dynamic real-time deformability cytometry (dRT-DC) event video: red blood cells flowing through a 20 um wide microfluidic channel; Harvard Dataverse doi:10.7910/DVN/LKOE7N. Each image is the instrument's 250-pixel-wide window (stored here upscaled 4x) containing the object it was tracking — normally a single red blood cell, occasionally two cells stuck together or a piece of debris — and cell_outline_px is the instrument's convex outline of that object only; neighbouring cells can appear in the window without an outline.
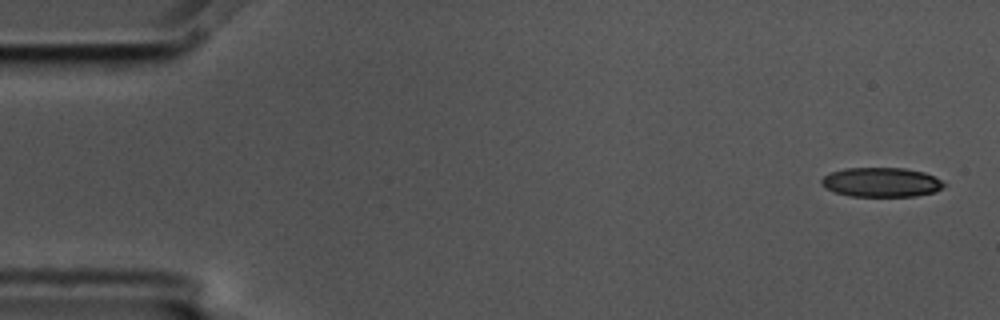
{"species": "common noctule bat (a hibernating species)", "species_latin": "Nyctalus noctula", "temperature_condition": "cold", "stored_images_in_passage": 4, "camera_frame_rate_fps": 3000, "um_per_image_px": 0.085, "animal": {"sex": "male", "body_mass_g": 17.5, "forearm_length_mm": 52.3}, "frame": {"image": 1, "passage_image": 1, "time_ms": 0.0, "image_size_px": [1000, 320], "cell_outline_px": [[948, 184], [936, 192], [916, 196], [848, 196], [824, 188], [820, 184], [820, 180], [824, 176], [832, 172], [844, 168], [904, 168], [924, 172]], "centroid_in_image_um": [74.91, 15.49], "position_along_channel_um": 10.1, "area_um2": 21.1}}
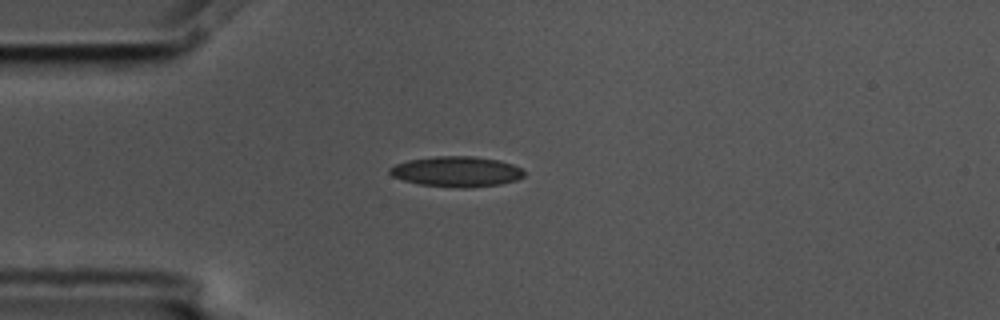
{"frame": {"image": 2, "passage_image": 4, "time_ms": 1.0, "image_size_px": [1000, 320], "cell_outline_px": [[524, 176], [516, 180], [500, 184], [468, 188], [460, 188], [420, 184], [404, 180], [392, 176], [388, 172], [388, 168], [396, 164], [408, 160], [436, 156], [472, 156], [500, 160], [512, 164], [520, 168], [524, 172]], "centroid_in_image_um": [38.8, 14.58], "position_along_channel_um": 46.2, "area_um2": 23.76}}